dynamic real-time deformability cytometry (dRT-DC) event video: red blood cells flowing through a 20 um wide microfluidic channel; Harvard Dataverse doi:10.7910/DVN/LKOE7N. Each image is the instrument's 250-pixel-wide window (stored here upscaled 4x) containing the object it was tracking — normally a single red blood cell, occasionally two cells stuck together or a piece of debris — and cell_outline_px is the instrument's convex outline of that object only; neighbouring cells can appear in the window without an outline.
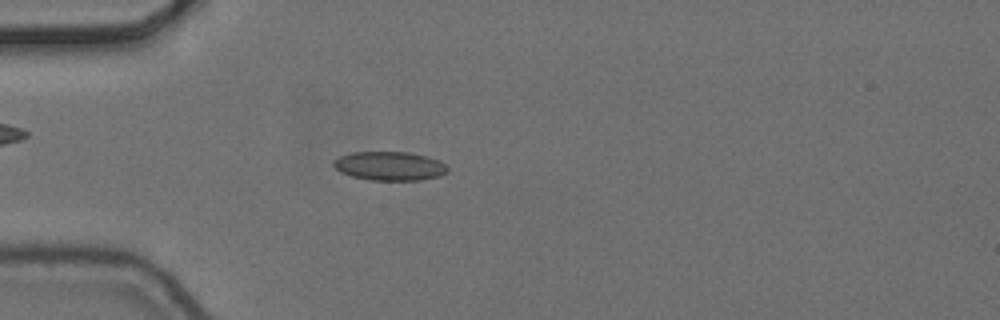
{"species": "common noctule bat (a hibernating species)", "species_latin": "Nyctalus noctula", "temperature_condition": "cold", "stored_images_in_passage": 4, "camera_frame_rate_fps": 3000, "um_per_image_px": 0.085, "animal": {"sex": "female", "body_mass_g": 24.6, "forearm_length_mm": 56.2}, "frame": {"image": 1, "passage_image": 4, "time_ms": 1.0, "image_size_px": [1000, 320], "cell_outline_px": [[448, 172], [440, 176], [420, 180], [368, 180], [352, 176], [340, 172], [332, 164], [332, 160], [340, 156], [352, 152], [408, 152], [440, 160], [448, 168]], "centroid_in_image_um": [33.11, 14.11], "position_along_channel_um": 51.9, "area_um2": 19.25}}